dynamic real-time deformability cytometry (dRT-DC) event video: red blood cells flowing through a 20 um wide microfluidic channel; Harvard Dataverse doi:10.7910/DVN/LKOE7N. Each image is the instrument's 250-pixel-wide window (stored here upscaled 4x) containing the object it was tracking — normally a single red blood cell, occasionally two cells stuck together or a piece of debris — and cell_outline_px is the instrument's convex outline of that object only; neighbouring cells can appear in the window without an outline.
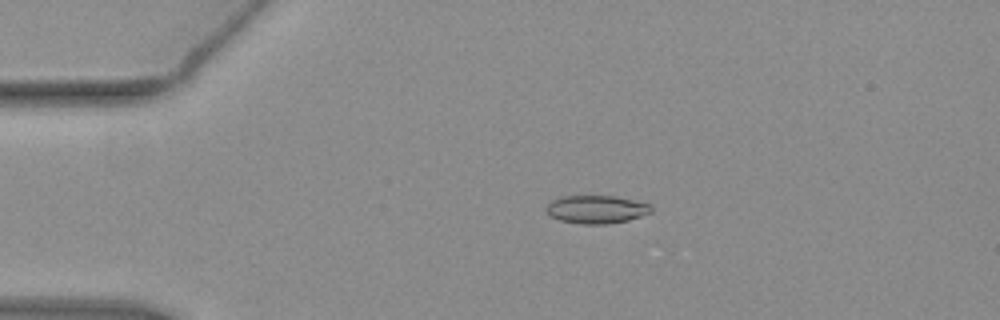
{"species": "common noctule bat (a hibernating species)", "species_latin": "Nyctalus noctula", "temperature_condition": "warm", "stored_images_in_passage": 44, "camera_frame_rate_fps": 3000, "um_per_image_px": 0.085, "animal": {"sex": "female", "body_mass_g": 19.3, "forearm_length_mm": 54.1}, "frame": {"image": 1, "passage_image": 2, "time_ms": 0.333, "image_size_px": [1000, 320], "cell_outline_px": [[652, 212], [628, 220], [608, 224], [580, 224], [560, 220], [544, 212], [544, 208], [552, 200], [564, 196], [616, 196], [652, 204]], "centroid_in_image_um": [50.69, 17.79], "position_along_channel_um": 34.3, "area_um2": 17.28}}
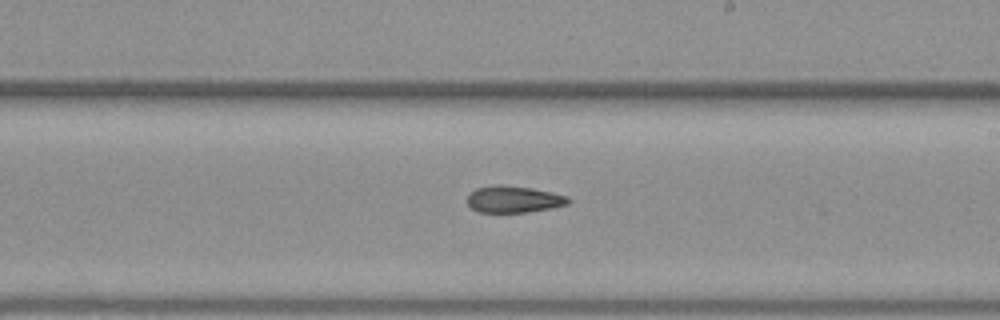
{"frame": {"image": 2, "passage_image": 22, "time_ms": 7.0, "image_size_px": [1000, 320], "cell_outline_px": [[568, 204], [552, 208], [528, 212], [476, 212], [468, 204], [468, 196], [476, 188], [496, 184], [500, 184], [532, 188], [552, 192], [568, 196]], "centroid_in_image_um": [43.66, 16.93], "position_along_channel_um": 245.3, "area_um2": 15.72}}
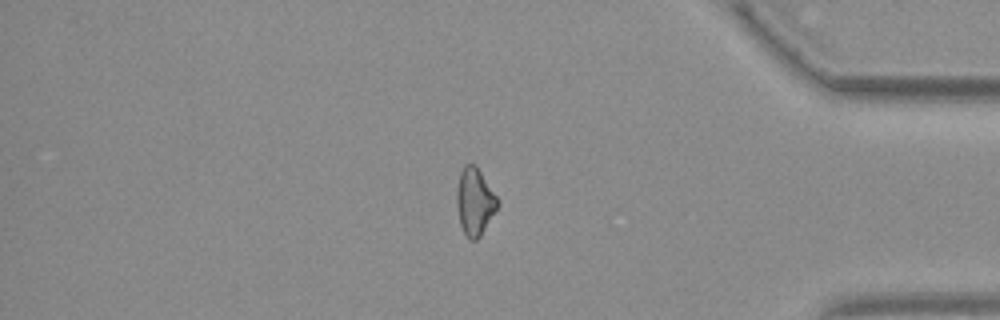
{"frame": {"image": 3, "passage_image": 36, "time_ms": 11.667, "image_size_px": [1000, 320], "cell_outline_px": [[500, 204], [480, 236], [476, 240], [468, 240], [460, 224], [456, 204], [456, 188], [460, 172], [464, 164], [476, 164], [500, 200]], "centroid_in_image_um": [40.36, 17.11], "position_along_channel_um": 394.8, "area_um2": 16.3}}